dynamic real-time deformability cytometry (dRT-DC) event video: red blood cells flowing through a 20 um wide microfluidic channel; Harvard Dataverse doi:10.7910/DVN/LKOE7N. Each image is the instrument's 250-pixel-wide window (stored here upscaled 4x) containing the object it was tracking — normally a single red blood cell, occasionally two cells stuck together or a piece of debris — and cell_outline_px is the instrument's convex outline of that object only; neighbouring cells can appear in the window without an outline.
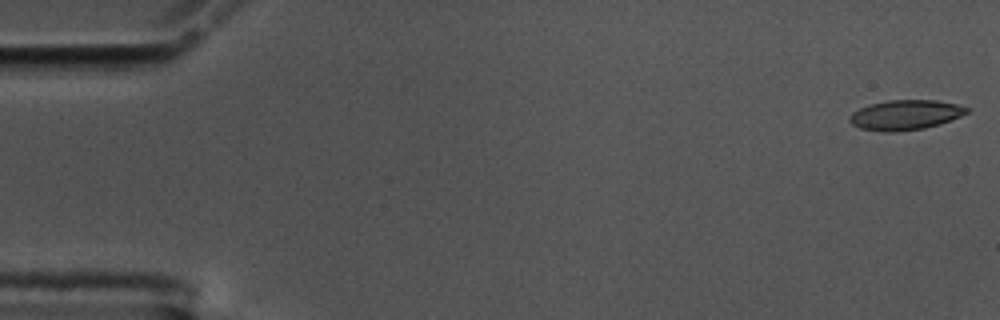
{"species": "common noctule bat (a hibernating species)", "species_latin": "Nyctalus noctula", "temperature_condition": "cold", "stored_images_in_passage": 56, "camera_frame_rate_fps": 3000, "um_per_image_px": 0.085, "animal": {"sex": "male", "body_mass_g": 17.5, "forearm_length_mm": 52.3}, "frame": {"image": 1, "passage_image": 1, "time_ms": 0.0, "image_size_px": [1000, 320], "cell_outline_px": [[972, 108], [968, 112], [960, 116], [940, 124], [924, 128], [892, 132], [884, 132], [860, 128], [852, 124], [848, 120], [852, 112], [860, 108], [872, 104], [888, 100], [936, 100], [956, 104]], "centroid_in_image_um": [76.97, 9.77], "position_along_channel_um": 8.0, "area_um2": 20.35}}
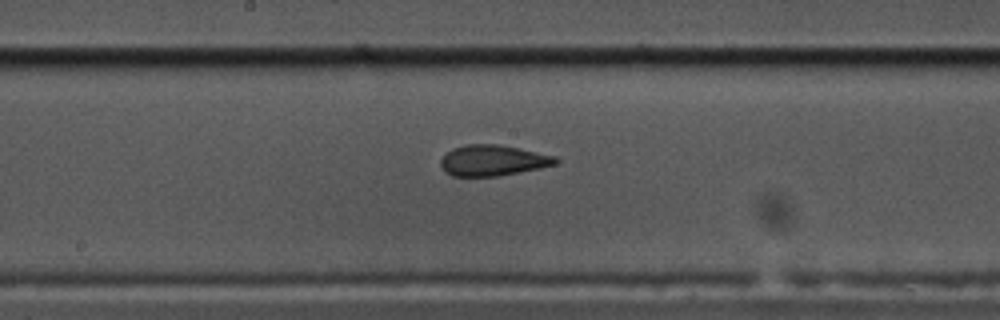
{"frame": {"image": 2, "passage_image": 29, "time_ms": 9.333, "image_size_px": [1000, 320], "cell_outline_px": [[560, 160], [556, 164], [540, 168], [496, 176], [452, 176], [444, 172], [440, 164], [440, 160], [452, 148], [464, 144], [496, 144], [556, 156]], "centroid_in_image_um": [41.86, 13.64], "position_along_channel_um": 206.3, "area_um2": 20.52}}
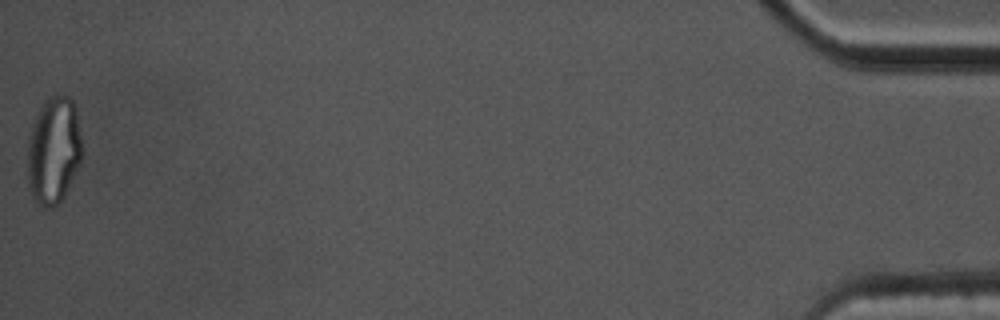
{"frame": {"image": 3, "passage_image": 56, "time_ms": 18.333, "image_size_px": [1000, 320], "cell_outline_px": [[80, 164], [64, 196], [52, 208], [44, 208], [32, 196], [28, 188], [28, 144], [32, 124], [44, 100], [48, 96], [56, 92], [68, 96], [72, 100], [76, 108], [80, 136]], "centroid_in_image_um": [4.55, 12.75], "position_along_channel_um": 430.7, "area_um2": 34.04}, "authors_computed_cell_mechanics": {"area_um2": 20.9525, "velocity_mm_per_s": 3.5805, "shape_relaxation_time_tau1_ms": null, "shape_relaxation_time_tau2_ms": 1.8142, "deformation_change_tau1": null, "deformation_change_tau2": 0.0823}}